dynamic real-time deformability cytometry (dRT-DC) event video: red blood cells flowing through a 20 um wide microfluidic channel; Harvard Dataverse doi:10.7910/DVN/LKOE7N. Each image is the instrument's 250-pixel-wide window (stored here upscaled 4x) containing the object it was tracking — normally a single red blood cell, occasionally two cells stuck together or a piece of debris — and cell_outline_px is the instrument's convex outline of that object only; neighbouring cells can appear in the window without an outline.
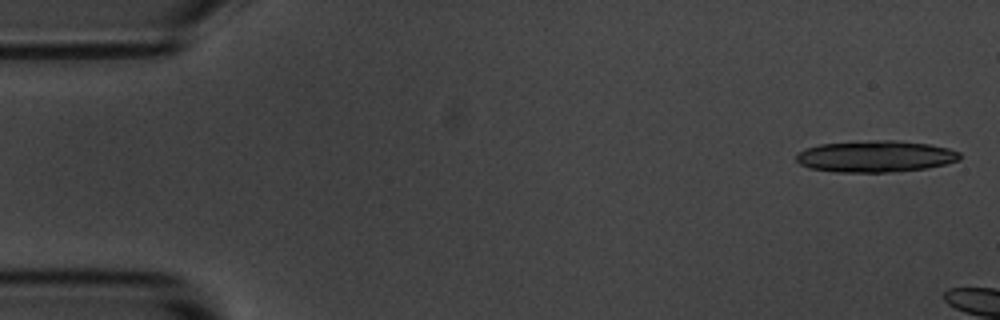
{"species": "common noctule bat (a hibernating species)", "species_latin": "Nyctalus noctula", "temperature_condition": "room temperature", "stored_images_in_passage": 2, "camera_frame_rate_fps": 3000, "um_per_image_px": 0.085, "animal": {"sex": "male", "body_mass_g": 20.1, "forearm_length_mm": 53.5}, "frame": {"image": 1, "passage_image": 1, "time_ms": 0.0, "image_size_px": [1000, 320], "cell_outline_px": [[960, 160], [928, 168], [888, 172], [836, 172], [808, 168], [800, 164], [796, 160], [796, 156], [804, 148], [820, 144], [872, 140], [896, 140], [928, 144], [948, 148], [960, 152]], "centroid_in_image_um": [74.4, 13.29], "position_along_channel_um": 10.6, "area_um2": 30.11}}